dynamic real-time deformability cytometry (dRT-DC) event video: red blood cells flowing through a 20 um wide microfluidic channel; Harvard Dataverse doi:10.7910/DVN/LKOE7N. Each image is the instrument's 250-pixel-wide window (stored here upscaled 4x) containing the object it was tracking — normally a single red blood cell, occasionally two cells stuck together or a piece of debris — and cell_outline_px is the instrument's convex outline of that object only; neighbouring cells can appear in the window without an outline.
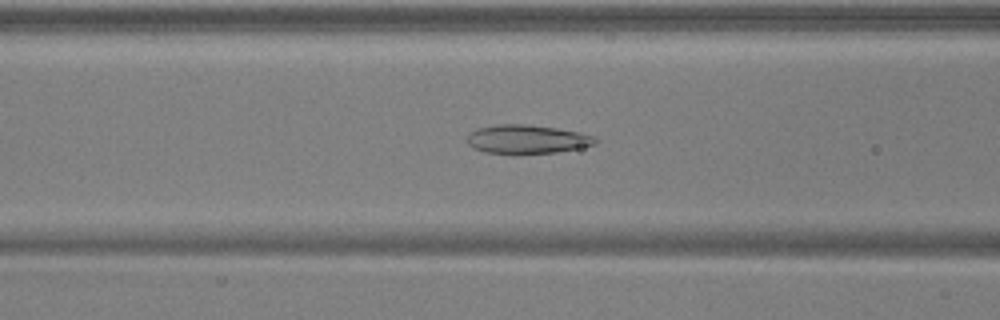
{"species": "common noctule bat (a hibernating species)", "species_latin": "Nyctalus noctula", "temperature_condition": "warm", "stored_images_in_passage": 37, "camera_frame_rate_fps": 3000, "um_per_image_px": 0.085, "animal": {"sex": "male", "body_mass_g": 17.9, "forearm_length_mm": 54.2}, "frame": {"image": 1, "passage_image": 12, "time_ms": 3.667, "image_size_px": [1000, 320], "cell_outline_px": [[596, 144], [556, 152], [516, 156], [484, 152], [472, 148], [468, 144], [468, 136], [472, 132], [480, 128], [500, 124], [524, 124], [556, 128], [580, 132], [596, 136]], "centroid_in_image_um": [44.79, 11.87], "position_along_channel_um": 121.8, "area_um2": 21.85}}
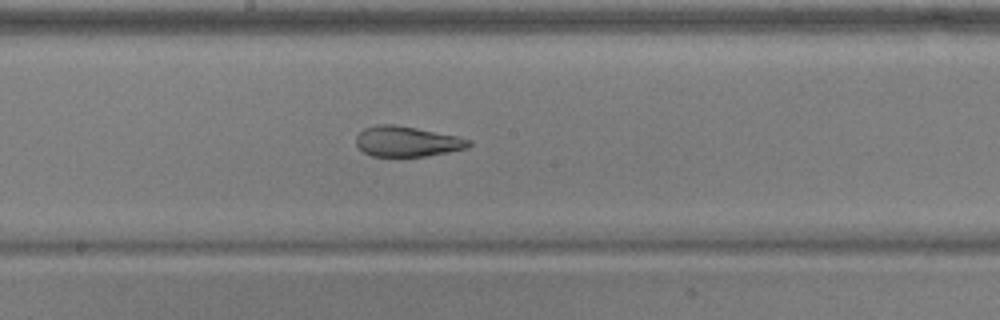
{"frame": {"image": 2, "passage_image": 19, "time_ms": 6.0, "image_size_px": [1000, 320], "cell_outline_px": [[472, 144], [468, 148], [448, 152], [424, 156], [372, 156], [364, 152], [356, 144], [356, 136], [364, 128], [376, 124], [396, 124], [456, 136], [472, 140]], "centroid_in_image_um": [34.6, 12.02], "position_along_channel_um": 213.6, "area_um2": 19.88}}
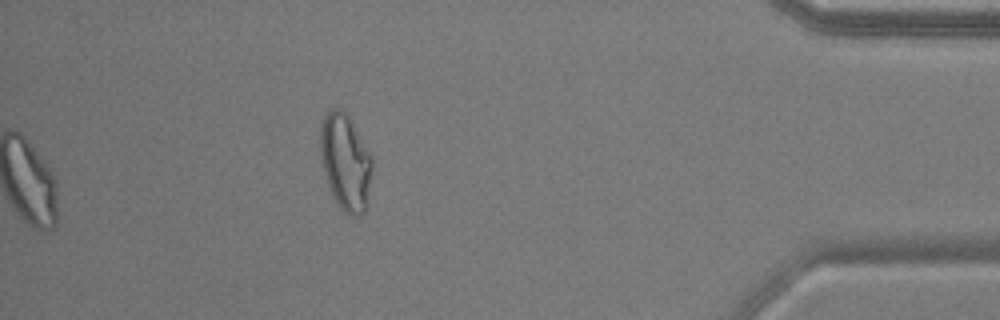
{"frame": {"image": 3, "passage_image": 37, "time_ms": 12.0, "image_size_px": [1000, 320], "cell_outline_px": [[372, 168], [364, 212], [360, 216], [348, 216], [340, 208], [328, 184], [324, 172], [320, 152], [320, 128], [324, 116], [332, 108], [340, 108], [348, 116], [372, 156]], "centroid_in_image_um": [29.35, 13.77], "position_along_channel_um": 405.8, "area_um2": 28.67}, "authors_computed_cell_mechanics": {"area_um2": 22.3108, "velocity_mm_per_s": 3.9384, "shape_relaxation_time_tau1_ms": 10.1486, "shape_relaxation_time_tau2_ms": 1.5955, "deformation_change_tau1": 0.254, "deformation_change_tau2": 0.0734}}